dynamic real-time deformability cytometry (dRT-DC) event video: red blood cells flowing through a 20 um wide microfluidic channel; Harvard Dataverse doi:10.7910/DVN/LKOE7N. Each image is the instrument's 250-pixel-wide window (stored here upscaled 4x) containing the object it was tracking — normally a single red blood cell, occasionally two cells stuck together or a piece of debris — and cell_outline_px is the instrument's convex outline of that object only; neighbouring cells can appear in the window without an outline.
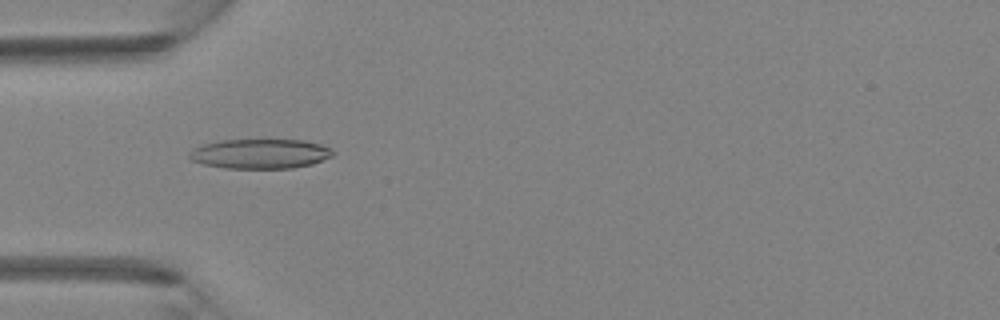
{"species": "Egyptian fruit bat (a non-hibernating species)", "species_latin": "Rousettus aegyptiacus", "temperature_condition": "room temperature", "stored_images_in_passage": 4, "camera_frame_rate_fps": 3000, "um_per_image_px": 0.085, "animal": {"sex": "female"}, "frame": {"image": 1, "passage_image": 4, "time_ms": 1.0, "image_size_px": [1000, 320], "cell_outline_px": [[336, 152], [332, 156], [312, 164], [292, 168], [224, 168], [204, 164], [192, 160], [188, 156], [188, 152], [200, 144], [220, 140], [304, 140], [320, 144], [332, 148]], "centroid_in_image_um": [22.11, 13.06], "position_along_channel_um": 62.9, "area_um2": 24.97}}